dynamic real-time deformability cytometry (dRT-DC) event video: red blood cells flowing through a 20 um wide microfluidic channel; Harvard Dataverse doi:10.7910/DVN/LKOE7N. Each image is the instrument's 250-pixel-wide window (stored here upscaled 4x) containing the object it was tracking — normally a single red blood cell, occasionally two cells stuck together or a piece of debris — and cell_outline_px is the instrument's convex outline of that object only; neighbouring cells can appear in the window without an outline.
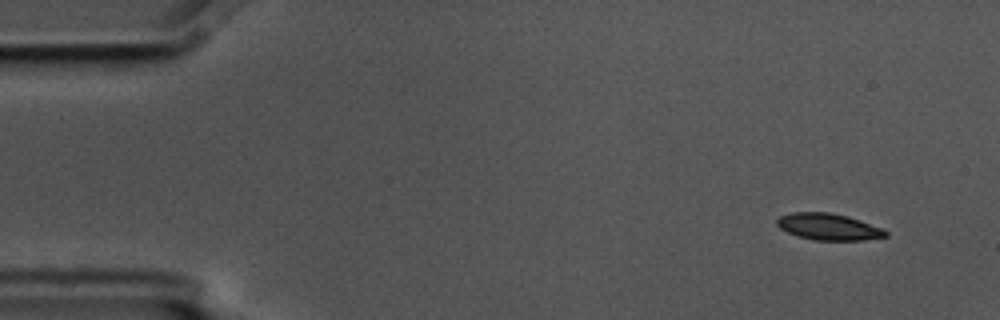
{"species": "common noctule bat (a hibernating species)", "species_latin": "Nyctalus noctula", "temperature_condition": "cold", "stored_images_in_passage": 7, "camera_frame_rate_fps": 3000, "um_per_image_px": 0.085, "animal": {"sex": "male", "body_mass_g": 17.5, "forearm_length_mm": 52.3}, "frame": {"image": 1, "passage_image": 2, "time_ms": 0.333, "image_size_px": [1000, 320], "cell_outline_px": [[888, 236], [864, 240], [812, 240], [788, 232], [780, 228], [776, 224], [776, 220], [780, 216], [792, 212], [828, 212], [848, 216], [880, 228], [888, 232]], "centroid_in_image_um": [70.4, 19.27], "position_along_channel_um": 14.6, "area_um2": 16.65}}
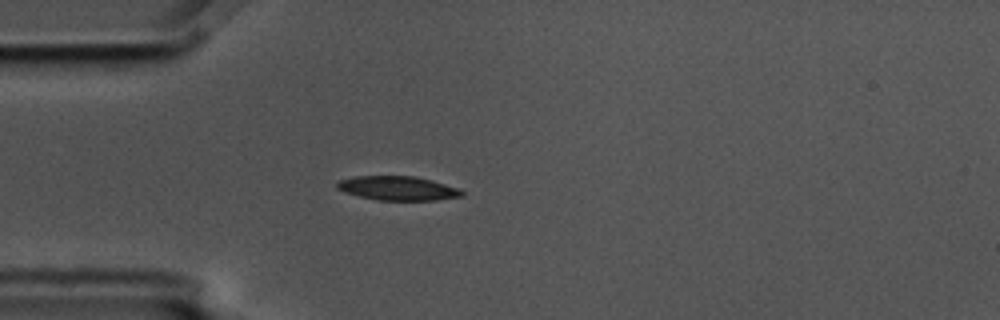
{"frame": {"image": 2, "passage_image": 5, "time_ms": 1.333, "image_size_px": [1000, 320], "cell_outline_px": [[464, 196], [436, 200], [376, 200], [344, 192], [336, 188], [336, 180], [356, 176], [416, 176], [432, 180], [460, 188], [464, 192]], "centroid_in_image_um": [33.82, 15.99], "position_along_channel_um": 51.2, "area_um2": 17.74}}